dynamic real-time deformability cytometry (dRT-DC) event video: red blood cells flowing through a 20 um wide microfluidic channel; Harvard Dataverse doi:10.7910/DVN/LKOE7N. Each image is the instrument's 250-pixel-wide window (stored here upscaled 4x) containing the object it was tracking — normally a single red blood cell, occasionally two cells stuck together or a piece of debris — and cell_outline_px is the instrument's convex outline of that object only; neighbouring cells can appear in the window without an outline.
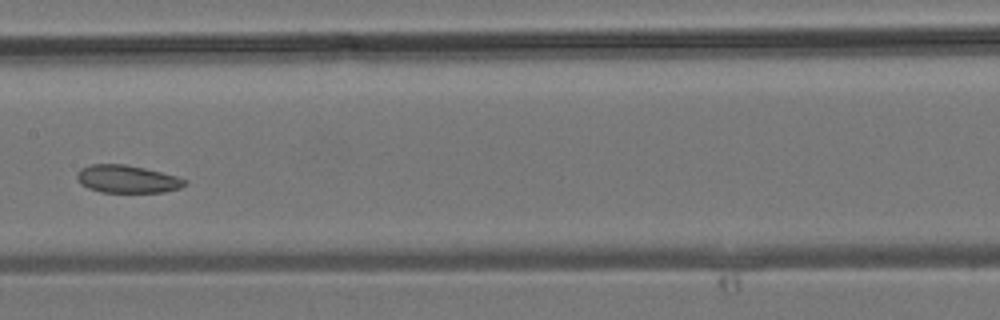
{"species": "common noctule bat (a hibernating species)", "species_latin": "Nyctalus noctula", "temperature_condition": "room temperature", "stored_images_in_passage": 27, "camera_frame_rate_fps": 3000, "um_per_image_px": 0.085, "animal": {"sex": "male", "body_mass_g": 19.2, "forearm_length_mm": 51.8}, "frame": {"image": 1, "passage_image": 17, "time_ms": 5.333, "image_size_px": [1000, 320], "cell_outline_px": [[188, 184], [180, 188], [164, 192], [100, 192], [88, 188], [80, 184], [76, 180], [76, 172], [80, 168], [92, 164], [124, 164], [144, 168], [176, 176], [188, 180]], "centroid_in_image_um": [10.78, 15.22], "position_along_channel_um": 196.6, "area_um2": 17.57}}
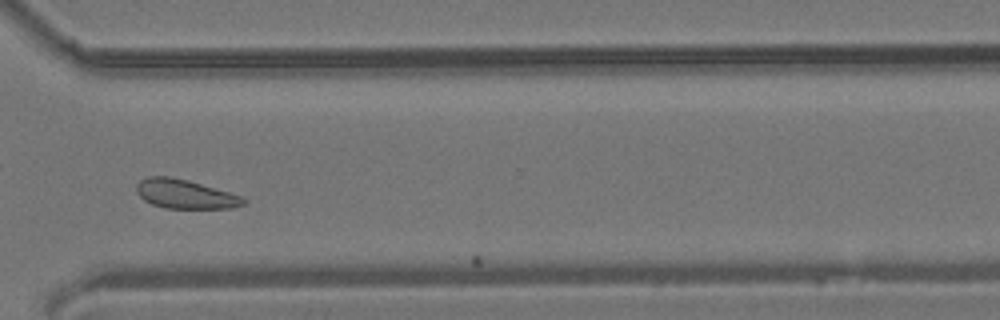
{"frame": {"image": 2, "passage_image": 26, "time_ms": 8.333, "image_size_px": [1000, 320], "cell_outline_px": [[248, 200], [244, 204], [232, 208], [164, 208], [152, 204], [144, 200], [136, 192], [136, 184], [140, 180], [148, 176], [168, 176], [188, 180], [244, 196]], "centroid_in_image_um": [15.75, 16.49], "position_along_channel_um": 354.9, "area_um2": 18.26}}